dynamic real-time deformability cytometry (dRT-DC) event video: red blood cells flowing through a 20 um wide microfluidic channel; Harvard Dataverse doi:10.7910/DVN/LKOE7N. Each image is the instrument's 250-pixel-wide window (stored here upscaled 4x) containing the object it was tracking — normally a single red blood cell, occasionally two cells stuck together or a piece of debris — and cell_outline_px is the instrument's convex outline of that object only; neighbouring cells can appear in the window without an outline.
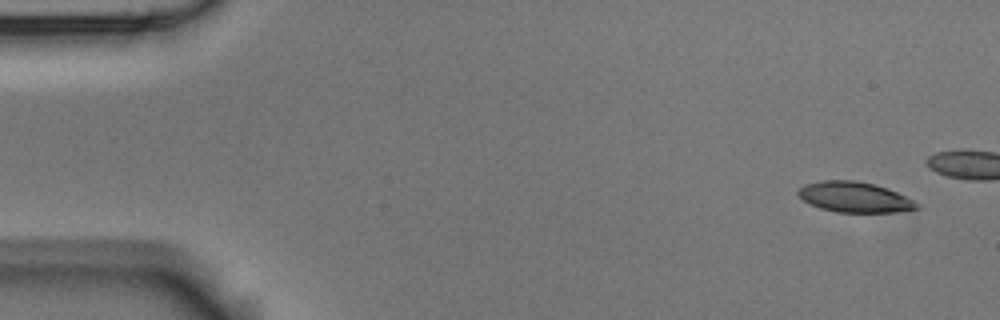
{"species": "Egyptian fruit bat (a non-hibernating species)", "species_latin": "Rousettus aegyptiacus", "temperature_condition": "room temperature", "stored_images_in_passage": 8, "camera_frame_rate_fps": 3000, "um_per_image_px": 0.085, "animal": {"sex": "male"}, "frame": {"image": 1, "passage_image": 1, "time_ms": 0.0, "image_size_px": [1000, 320], "cell_outline_px": [[920, 208], [896, 212], [836, 212], [820, 208], [804, 200], [796, 192], [804, 184], [824, 180], [856, 180], [876, 184], [888, 188], [920, 204]], "centroid_in_image_um": [72.65, 16.75], "position_along_channel_um": 12.3, "area_um2": 20.98}}
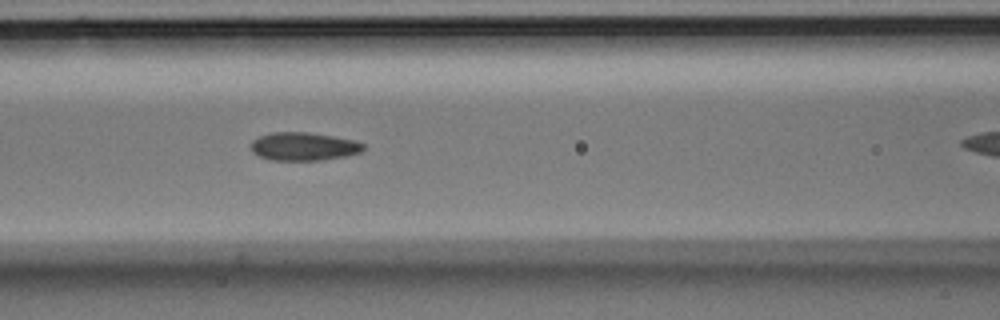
{"frame": {"image": 2, "passage_image": 7, "time_ms": 2.0, "image_size_px": [1000, 320], "cell_outline_px": [[364, 148], [360, 152], [344, 156], [320, 160], [272, 160], [260, 156], [252, 152], [252, 140], [260, 136], [272, 132], [308, 132], [332, 136], [352, 140], [364, 144]], "centroid_in_image_um": [25.79, 12.44], "position_along_channel_um": 140.8, "area_um2": 18.21}}